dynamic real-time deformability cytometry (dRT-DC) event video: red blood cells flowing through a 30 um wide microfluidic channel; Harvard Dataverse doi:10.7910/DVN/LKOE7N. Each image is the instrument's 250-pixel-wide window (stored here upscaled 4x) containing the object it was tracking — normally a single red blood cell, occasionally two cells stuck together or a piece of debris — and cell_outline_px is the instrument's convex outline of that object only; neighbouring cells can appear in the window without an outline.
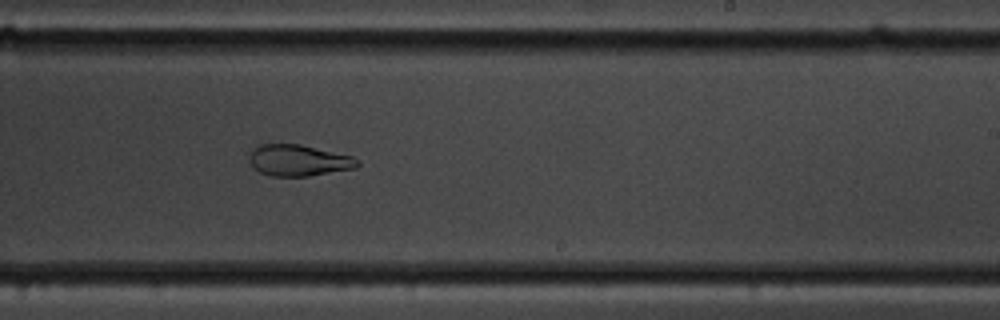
{"species": "common noctule bat (a hibernating species)", "species_latin": "Nyctalus noctula", "temperature_condition": "cold", "stored_images_in_passage": 60, "camera_frame_rate_fps": 3000, "um_per_image_px": 0.085, "animal": {"sex": "male", "body_mass_g": 19.5, "forearm_length_mm": 54.6}, "frame": {"image": 1, "passage_image": 37, "time_ms": 12.0, "image_size_px": [1000, 320], "cell_outline_px": [[360, 164], [356, 168], [308, 176], [272, 176], [260, 172], [252, 168], [248, 160], [248, 156], [252, 148], [256, 144], [300, 144], [352, 156], [360, 160]], "centroid_in_image_um": [25.33, 13.62], "position_along_channel_um": 263.7, "area_um2": 20.0}}
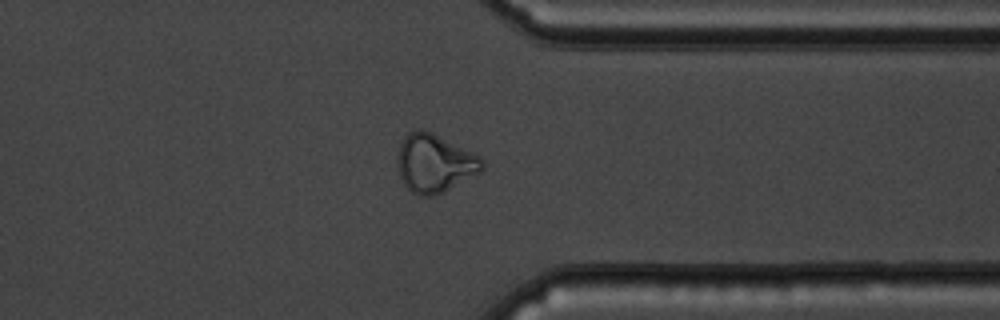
{"frame": {"image": 2, "passage_image": 47, "time_ms": 15.333, "image_size_px": [1000, 320], "cell_outline_px": [[484, 168], [480, 172], [444, 192], [432, 196], [420, 196], [412, 192], [404, 184], [400, 176], [396, 164], [396, 160], [400, 144], [404, 136], [408, 132], [420, 128], [472, 152], [480, 156], [484, 160]], "centroid_in_image_um": [36.91, 13.89], "position_along_channel_um": 374.5, "area_um2": 28.61}}
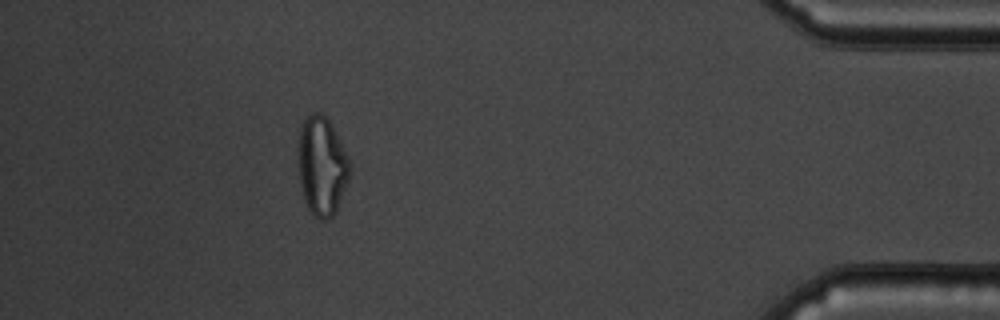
{"frame": {"image": 3, "passage_image": 54, "time_ms": 17.667, "image_size_px": [1000, 320], "cell_outline_px": [[352, 176], [336, 212], [332, 216], [324, 220], [320, 220], [308, 208], [304, 200], [300, 180], [296, 148], [300, 124], [304, 116], [312, 112], [320, 112], [332, 124], [352, 164]], "centroid_in_image_um": [27.37, 14.07], "position_along_channel_um": 407.8, "area_um2": 30.75}, "authors_computed_cell_mechanics": {"area_um2": 26.7614, "velocity_mm_per_s": 3.393, "shape_relaxation_time_tau1_ms": null, "shape_relaxation_time_tau2_ms": 1.8355, "deformation_change_tau1": null, "deformation_change_tau2": 0.0478}}